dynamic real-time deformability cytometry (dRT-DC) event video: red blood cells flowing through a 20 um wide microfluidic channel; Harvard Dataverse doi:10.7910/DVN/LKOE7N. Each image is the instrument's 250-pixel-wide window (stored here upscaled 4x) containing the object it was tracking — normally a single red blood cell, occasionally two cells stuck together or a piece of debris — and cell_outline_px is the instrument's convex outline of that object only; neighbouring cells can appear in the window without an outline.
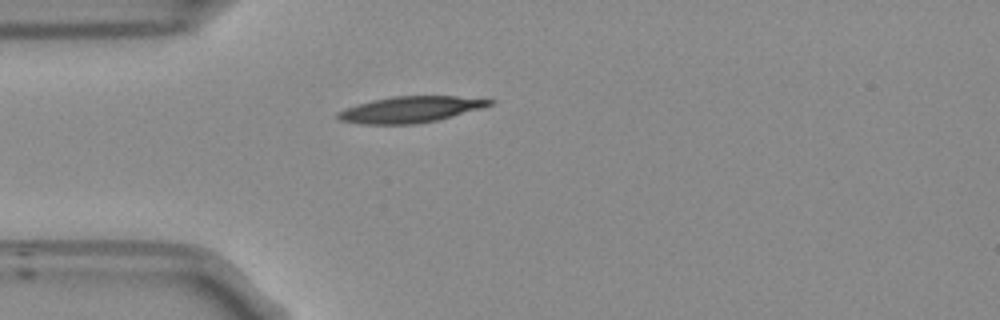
{"species": "Egyptian fruit bat (a non-hibernating species)", "species_latin": "Rousettus aegyptiacus", "temperature_condition": "room temperature", "stored_images_in_passage": 40, "camera_frame_rate_fps": 3000, "um_per_image_px": 0.085, "frame": {"image": 1, "passage_image": 1, "time_ms": 0.0, "image_size_px": [1000, 320], "cell_outline_px": [[496, 100], [492, 104], [484, 108], [436, 120], [416, 124], [360, 124], [340, 120], [336, 116], [336, 112], [344, 108], [372, 100], [392, 96], [456, 96]], "centroid_in_image_um": [34.87, 9.3], "position_along_channel_um": 50.1, "area_um2": 23.18}}
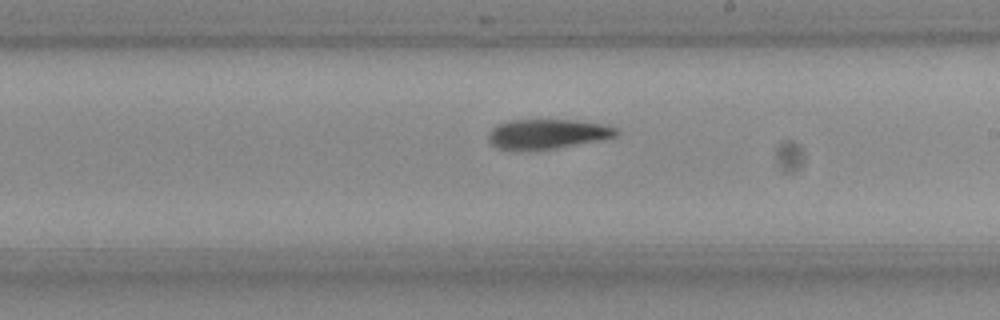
{"frame": {"image": 2, "passage_image": 17, "time_ms": 5.333, "image_size_px": [1000, 320], "cell_outline_px": [[620, 132], [616, 136], [556, 148], [500, 148], [492, 144], [488, 140], [488, 132], [496, 124], [508, 120], [576, 120], [600, 124], [616, 128]], "centroid_in_image_um": [46.5, 11.35], "position_along_channel_um": 242.5, "area_um2": 21.44}}
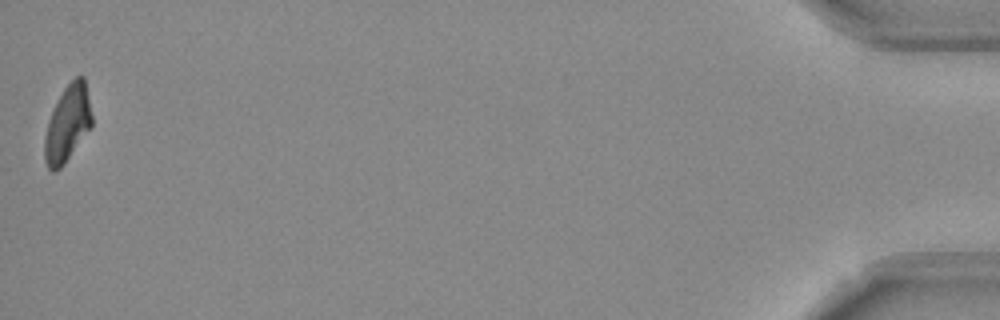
{"frame": {"image": 3, "passage_image": 40, "time_ms": 13.0, "image_size_px": [1000, 320], "cell_outline_px": [[92, 128], [64, 164], [56, 172], [52, 172], [48, 168], [44, 160], [44, 136], [48, 120], [64, 88], [76, 76], [84, 76], [92, 116]], "centroid_in_image_um": [5.74, 10.56], "position_along_channel_um": 429.5, "area_um2": 21.1}, "authors_computed_cell_mechanics": {"area_um2": 22.5998, "velocity_mm_per_s": 3.7669, "shape_relaxation_time_tau1_ms": 6.7638, "shape_relaxation_time_tau2_ms": 8.3912, "deformation_change_tau1": 0.197, "deformation_change_tau2": 0.1815}}